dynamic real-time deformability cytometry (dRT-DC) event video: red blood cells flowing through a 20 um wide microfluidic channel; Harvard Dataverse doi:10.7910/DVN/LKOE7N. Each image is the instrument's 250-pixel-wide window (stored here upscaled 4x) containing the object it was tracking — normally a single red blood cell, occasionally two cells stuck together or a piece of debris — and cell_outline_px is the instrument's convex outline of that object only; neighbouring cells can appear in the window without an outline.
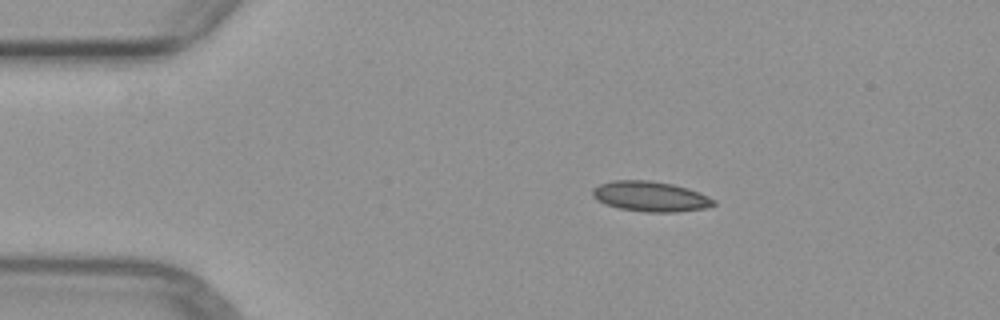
{"species": "common noctule bat (a hibernating species)", "species_latin": "Nyctalus noctula", "temperature_condition": "warm", "stored_images_in_passage": 3, "camera_frame_rate_fps": 3000, "um_per_image_px": 0.085, "animal": {"sex": "female", "body_mass_g": 29.2, "forearm_length_mm": 56.3}, "frame": {"image": 1, "passage_image": 1, "time_ms": 0.0, "image_size_px": [1000, 320], "cell_outline_px": [[716, 204], [704, 208], [676, 212], [644, 212], [620, 208], [604, 204], [596, 200], [592, 196], [592, 188], [600, 184], [612, 180], [648, 180], [672, 184], [688, 188], [716, 200]], "centroid_in_image_um": [55.25, 16.69], "position_along_channel_um": 29.8, "area_um2": 21.33}}
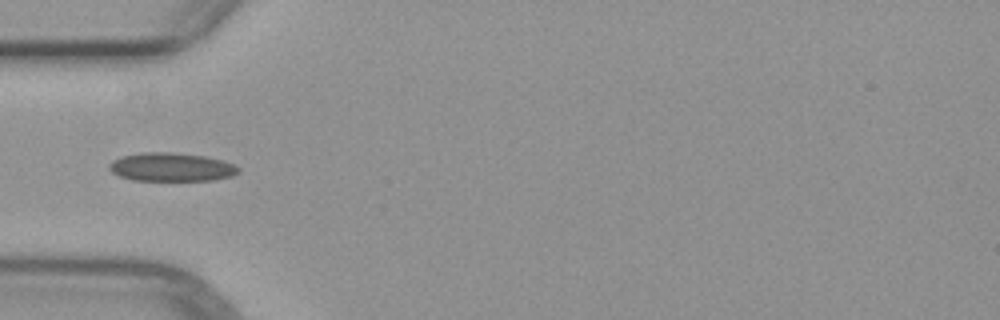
{"frame": {"image": 2, "passage_image": 3, "time_ms": 2.333, "image_size_px": [1000, 320], "cell_outline_px": [[240, 172], [232, 176], [212, 180], [132, 180], [120, 176], [112, 172], [108, 168], [108, 164], [112, 160], [124, 156], [144, 152], [172, 152], [204, 156], [220, 160], [232, 164], [240, 168]], "centroid_in_image_um": [14.55, 14.2], "position_along_channel_um": 70.4, "area_um2": 21.33}}